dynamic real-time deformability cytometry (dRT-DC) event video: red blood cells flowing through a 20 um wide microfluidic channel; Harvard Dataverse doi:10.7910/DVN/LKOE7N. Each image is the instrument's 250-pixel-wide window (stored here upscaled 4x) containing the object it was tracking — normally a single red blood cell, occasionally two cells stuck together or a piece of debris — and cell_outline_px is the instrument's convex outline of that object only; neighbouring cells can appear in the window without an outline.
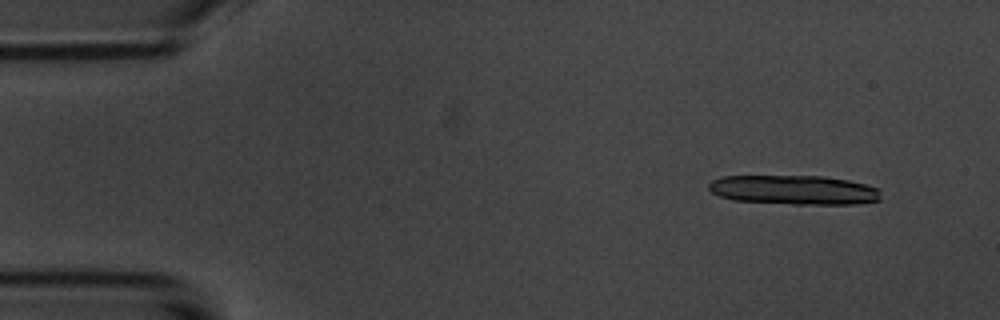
{"species": "common noctule bat (a hibernating species)", "species_latin": "Nyctalus noctula", "temperature_condition": "room temperature", "stored_images_in_passage": 8, "camera_frame_rate_fps": 3000, "um_per_image_px": 0.085, "animal": {"sex": "male", "body_mass_g": 20.1, "forearm_length_mm": 53.5}, "frame": {"image": 1, "passage_image": 2, "time_ms": 1.333, "image_size_px": [1000, 320], "cell_outline_px": [[880, 200], [852, 204], [792, 204], [732, 200], [720, 196], [712, 192], [708, 188], [708, 184], [712, 180], [724, 176], [820, 176], [848, 180], [880, 188]], "centroid_in_image_um": [67.48, 16.14], "position_along_channel_um": 17.5, "area_um2": 29.42}}
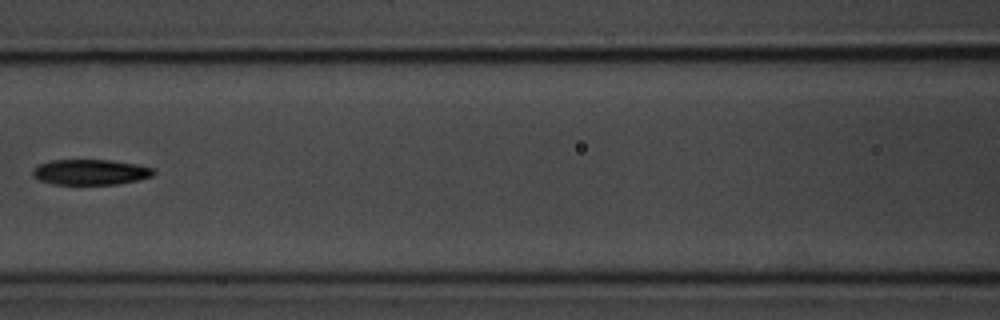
{"frame": {"image": 2, "passage_image": 7, "time_ms": 8.0, "image_size_px": [1000, 320], "cell_outline_px": [[156, 172], [152, 176], [136, 180], [116, 184], [52, 184], [40, 180], [32, 176], [32, 168], [40, 164], [52, 160], [112, 160], [136, 164], [152, 168]], "centroid_in_image_um": [7.66, 14.62], "position_along_channel_um": 158.9, "area_um2": 17.86}}
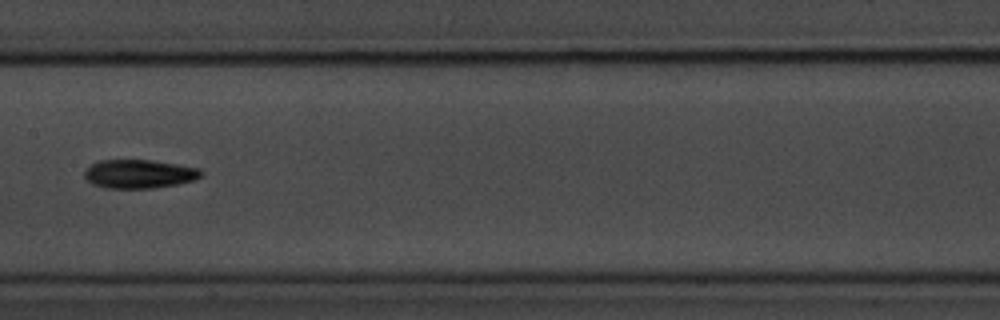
{"frame": {"image": 3, "passage_image": 8, "time_ms": 9.0, "image_size_px": [1000, 320], "cell_outline_px": [[204, 172], [196, 180], [176, 184], [152, 188], [104, 188], [92, 184], [84, 176], [84, 172], [92, 164], [100, 160], [148, 160], [176, 164], [200, 168]], "centroid_in_image_um": [11.84, 14.79], "position_along_channel_um": 195.6, "area_um2": 19.42}}